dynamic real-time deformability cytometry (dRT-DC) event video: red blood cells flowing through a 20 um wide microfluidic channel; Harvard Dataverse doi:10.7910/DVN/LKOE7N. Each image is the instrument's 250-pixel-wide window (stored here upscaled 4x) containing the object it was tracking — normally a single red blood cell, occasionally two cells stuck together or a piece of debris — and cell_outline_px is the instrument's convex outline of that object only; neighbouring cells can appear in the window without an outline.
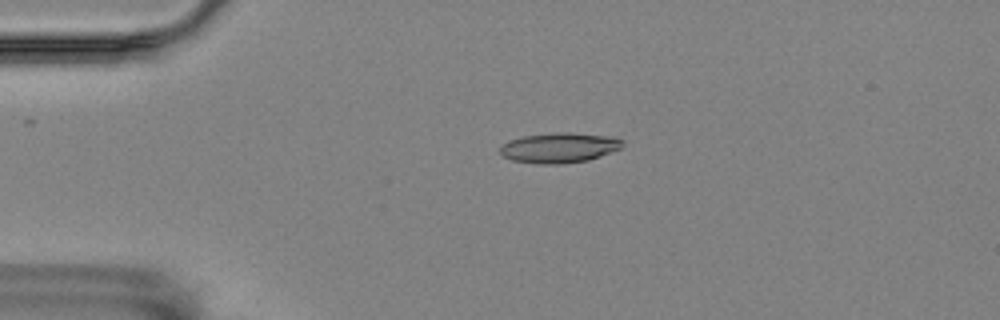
{"species": "Egyptian fruit bat (a non-hibernating species)", "species_latin": "Rousettus aegyptiacus", "temperature_condition": "room temperature", "stored_images_in_passage": 57, "camera_frame_rate_fps": 3000, "um_per_image_px": 0.085, "animal": {"sex": "female"}, "frame": {"image": 1, "passage_image": 13, "time_ms": 4.0, "image_size_px": [1000, 320], "cell_outline_px": [[624, 144], [620, 148], [600, 156], [588, 160], [560, 164], [540, 164], [512, 160], [504, 156], [500, 152], [500, 144], [524, 136], [556, 132], [568, 132], [616, 136], [624, 140]], "centroid_in_image_um": [47.58, 12.54], "position_along_channel_um": 37.4, "area_um2": 21.56}}
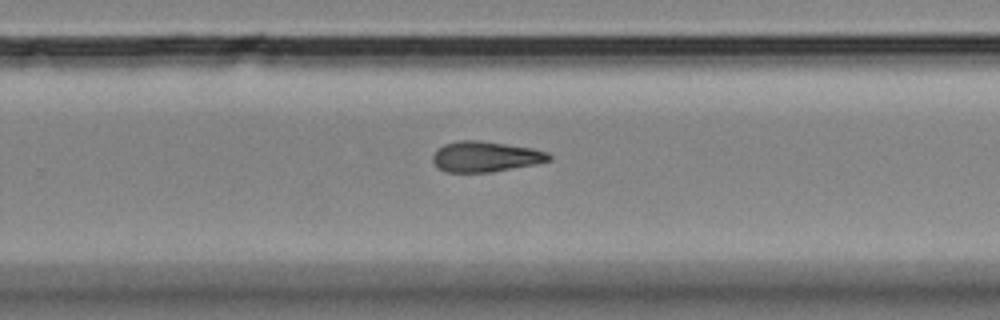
{"frame": {"image": 2, "passage_image": 37, "time_ms": 12.0, "image_size_px": [1000, 320], "cell_outline_px": [[552, 160], [536, 164], [492, 172], [444, 172], [432, 160], [432, 156], [444, 144], [456, 140], [480, 140], [532, 148], [548, 152], [552, 156]], "centroid_in_image_um": [41.3, 13.31], "position_along_channel_um": 288.5, "area_um2": 20.69}}
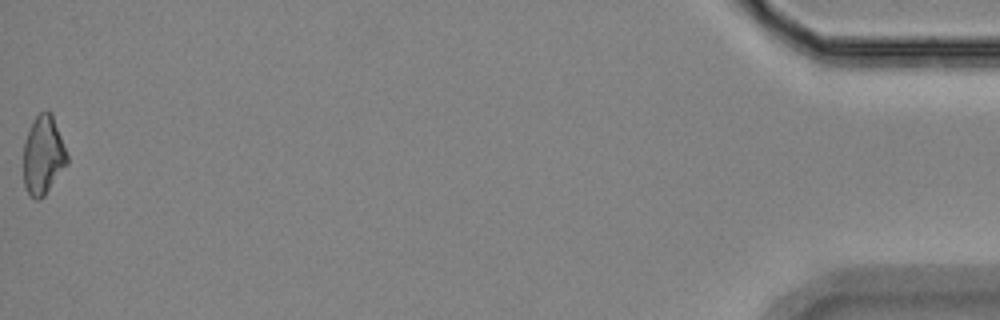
{"frame": {"image": 3, "passage_image": 57, "time_ms": 18.667, "image_size_px": [1000, 320], "cell_outline_px": [[68, 164], [44, 196], [40, 200], [36, 200], [28, 192], [24, 184], [24, 144], [28, 132], [36, 116], [40, 112], [48, 108], [52, 112], [68, 156]], "centroid_in_image_um": [3.69, 13.19], "position_along_channel_um": 431.5, "area_um2": 20.0}, "authors_computed_cell_mechanics": {"area_um2": 20.6346, "velocity_mm_per_s": 3.5509, "shape_relaxation_time_tau1_ms": 6.3351, "shape_relaxation_time_tau2_ms": 6.0016, "deformation_change_tau1": 0.1748, "deformation_change_tau2": 0.1691}}